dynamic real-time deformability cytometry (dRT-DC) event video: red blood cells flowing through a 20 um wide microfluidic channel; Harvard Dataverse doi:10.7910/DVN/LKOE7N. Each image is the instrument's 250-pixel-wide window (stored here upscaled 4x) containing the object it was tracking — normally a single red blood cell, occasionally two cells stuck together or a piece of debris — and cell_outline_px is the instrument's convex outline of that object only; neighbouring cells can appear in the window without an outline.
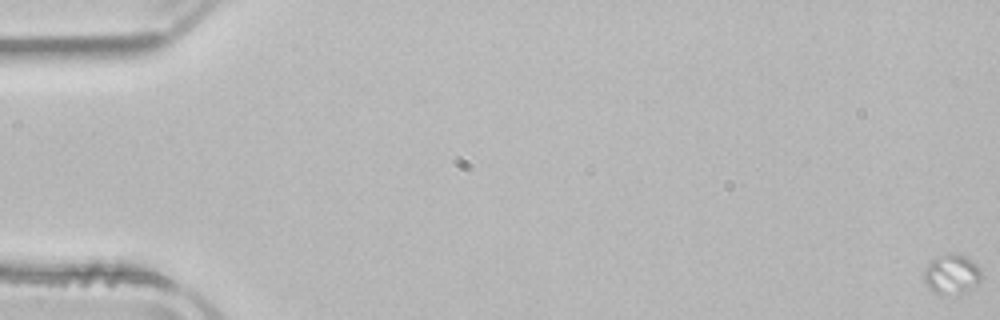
{"species": "common noctule bat (a hibernating species)", "species_latin": "Nyctalus noctula", "temperature_condition": "room temperature", "stored_images_in_passage": 38, "camera_frame_rate_fps": 3000, "um_per_image_px": 0.085, "animal": {"sex": "male", "body_mass_g": 21.5, "forearm_length_mm": 52.0}, "frame": {"image": 1, "passage_image": 1, "time_ms": 0.0, "image_size_px": [1000, 320], "cell_outline_px": [[980, 280], [976, 284], [964, 288], [940, 292], [932, 292], [928, 288], [924, 280], [924, 268], [936, 256], [952, 252], [964, 256], [972, 260], [980, 268]], "centroid_in_image_um": [80.83, 23.2], "position_along_channel_um": 4.2, "area_um2": 12.43}}